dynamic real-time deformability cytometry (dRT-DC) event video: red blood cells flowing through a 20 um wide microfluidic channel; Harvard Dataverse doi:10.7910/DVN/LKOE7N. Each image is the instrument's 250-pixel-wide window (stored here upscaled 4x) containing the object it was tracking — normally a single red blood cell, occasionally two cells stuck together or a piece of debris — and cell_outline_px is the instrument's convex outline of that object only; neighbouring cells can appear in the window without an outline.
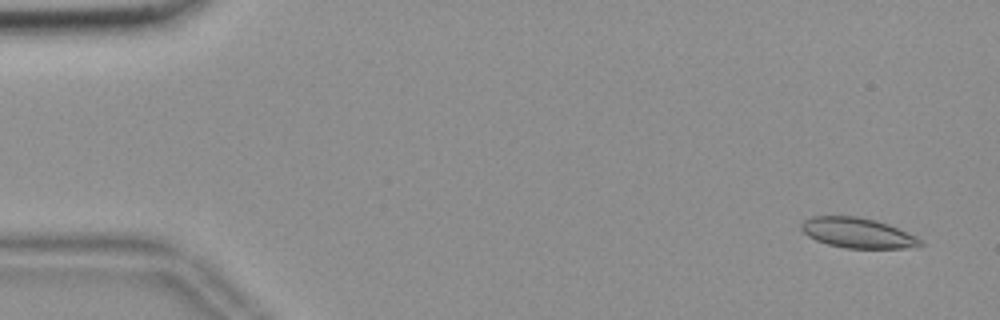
{"species": "common noctule bat (a hibernating species)", "species_latin": "Nyctalus noctula", "temperature_condition": "room temperature", "stored_images_in_passage": 56, "camera_frame_rate_fps": 3000, "um_per_image_px": 0.085, "animal": {"sex": "female", "body_mass_g": 18.4}, "frame": {"image": 1, "passage_image": 3, "time_ms": 0.667, "image_size_px": [1000, 320], "cell_outline_px": [[924, 244], [916, 248], [844, 248], [828, 244], [816, 240], [808, 236], [800, 228], [800, 224], [804, 220], [812, 216], [860, 216], [876, 220], [888, 224], [916, 236]], "centroid_in_image_um": [72.9, 19.79], "position_along_channel_um": 12.1, "area_um2": 21.04}}
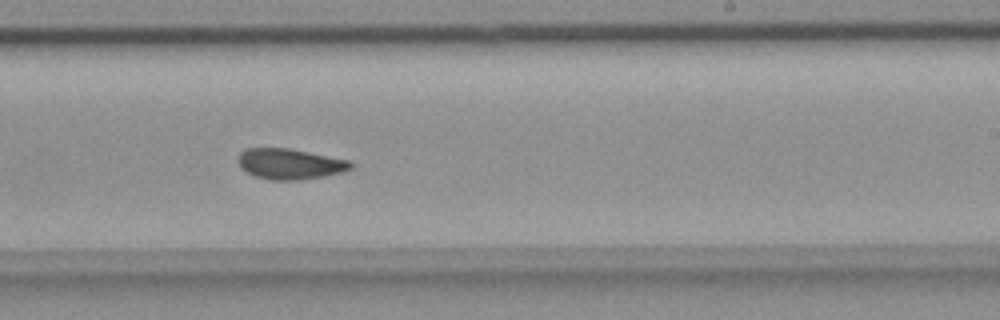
{"frame": {"image": 2, "passage_image": 34, "time_ms": 11.0, "image_size_px": [1000, 320], "cell_outline_px": [[352, 168], [344, 172], [324, 176], [300, 180], [272, 180], [256, 176], [240, 168], [236, 160], [236, 156], [244, 148], [288, 148], [348, 160], [352, 164]], "centroid_in_image_um": [24.59, 13.93], "position_along_channel_um": 264.4, "area_um2": 20.17}}
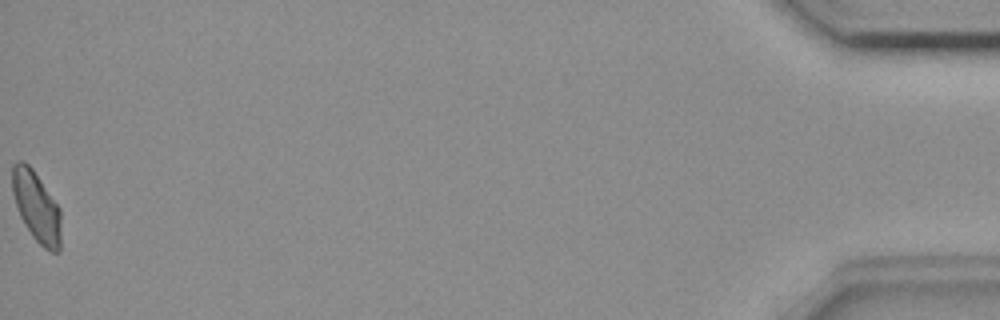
{"frame": {"image": 3, "passage_image": 56, "time_ms": 18.333, "image_size_px": [1000, 320], "cell_outline_px": [[60, 252], [52, 252], [44, 248], [32, 236], [24, 224], [20, 216], [12, 192], [12, 164], [16, 160], [24, 160], [32, 168], [60, 208]], "centroid_in_image_um": [3.08, 17.55], "position_along_channel_um": 432.1, "area_um2": 20.0}, "authors_computed_cell_mechanics": {"area_um2": 20.4034, "velocity_mm_per_s": 3.6639, "shape_relaxation_time_tau1_ms": 8.1462, "shape_relaxation_time_tau2_ms": 1.5263, "deformation_change_tau1": 0.1671, "deformation_change_tau2": 0.0726}}